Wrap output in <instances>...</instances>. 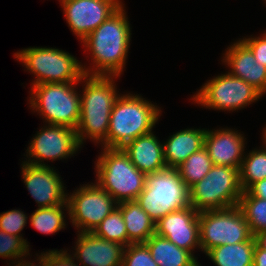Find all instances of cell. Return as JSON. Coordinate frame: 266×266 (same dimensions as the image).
<instances>
[{
    "label": "cell",
    "instance_id": "obj_3",
    "mask_svg": "<svg viewBox=\"0 0 266 266\" xmlns=\"http://www.w3.org/2000/svg\"><path fill=\"white\" fill-rule=\"evenodd\" d=\"M161 112L160 107L139 94H121L112 108L107 138L101 146L123 148L137 137L150 133Z\"/></svg>",
    "mask_w": 266,
    "mask_h": 266
},
{
    "label": "cell",
    "instance_id": "obj_36",
    "mask_svg": "<svg viewBox=\"0 0 266 266\" xmlns=\"http://www.w3.org/2000/svg\"><path fill=\"white\" fill-rule=\"evenodd\" d=\"M253 266H266V250L257 243L253 252Z\"/></svg>",
    "mask_w": 266,
    "mask_h": 266
},
{
    "label": "cell",
    "instance_id": "obj_33",
    "mask_svg": "<svg viewBox=\"0 0 266 266\" xmlns=\"http://www.w3.org/2000/svg\"><path fill=\"white\" fill-rule=\"evenodd\" d=\"M46 266H80L65 249L46 251Z\"/></svg>",
    "mask_w": 266,
    "mask_h": 266
},
{
    "label": "cell",
    "instance_id": "obj_6",
    "mask_svg": "<svg viewBox=\"0 0 266 266\" xmlns=\"http://www.w3.org/2000/svg\"><path fill=\"white\" fill-rule=\"evenodd\" d=\"M136 201L157 223L168 213L190 205L189 188L177 169L166 168L146 175V184Z\"/></svg>",
    "mask_w": 266,
    "mask_h": 266
},
{
    "label": "cell",
    "instance_id": "obj_7",
    "mask_svg": "<svg viewBox=\"0 0 266 266\" xmlns=\"http://www.w3.org/2000/svg\"><path fill=\"white\" fill-rule=\"evenodd\" d=\"M35 77L31 86L42 83L80 82L85 76L83 64L64 50L29 47L13 54Z\"/></svg>",
    "mask_w": 266,
    "mask_h": 266
},
{
    "label": "cell",
    "instance_id": "obj_8",
    "mask_svg": "<svg viewBox=\"0 0 266 266\" xmlns=\"http://www.w3.org/2000/svg\"><path fill=\"white\" fill-rule=\"evenodd\" d=\"M243 190L239 169L213 165L190 189V205L198 212L238 206Z\"/></svg>",
    "mask_w": 266,
    "mask_h": 266
},
{
    "label": "cell",
    "instance_id": "obj_19",
    "mask_svg": "<svg viewBox=\"0 0 266 266\" xmlns=\"http://www.w3.org/2000/svg\"><path fill=\"white\" fill-rule=\"evenodd\" d=\"M122 149L134 166L145 175L167 168L164 160L163 142L161 143L152 131L137 137Z\"/></svg>",
    "mask_w": 266,
    "mask_h": 266
},
{
    "label": "cell",
    "instance_id": "obj_24",
    "mask_svg": "<svg viewBox=\"0 0 266 266\" xmlns=\"http://www.w3.org/2000/svg\"><path fill=\"white\" fill-rule=\"evenodd\" d=\"M262 144V149L255 148L244 154L239 170L240 185L243 191L255 182L266 179V144L264 142Z\"/></svg>",
    "mask_w": 266,
    "mask_h": 266
},
{
    "label": "cell",
    "instance_id": "obj_29",
    "mask_svg": "<svg viewBox=\"0 0 266 266\" xmlns=\"http://www.w3.org/2000/svg\"><path fill=\"white\" fill-rule=\"evenodd\" d=\"M29 246L21 237L0 230V257L13 262L26 258V256H30Z\"/></svg>",
    "mask_w": 266,
    "mask_h": 266
},
{
    "label": "cell",
    "instance_id": "obj_12",
    "mask_svg": "<svg viewBox=\"0 0 266 266\" xmlns=\"http://www.w3.org/2000/svg\"><path fill=\"white\" fill-rule=\"evenodd\" d=\"M29 143L26 154L27 163L45 166L44 161L71 158L79 148L75 129L45 124Z\"/></svg>",
    "mask_w": 266,
    "mask_h": 266
},
{
    "label": "cell",
    "instance_id": "obj_23",
    "mask_svg": "<svg viewBox=\"0 0 266 266\" xmlns=\"http://www.w3.org/2000/svg\"><path fill=\"white\" fill-rule=\"evenodd\" d=\"M256 243L255 236H252L245 242L214 247L205 255L216 266H253Z\"/></svg>",
    "mask_w": 266,
    "mask_h": 266
},
{
    "label": "cell",
    "instance_id": "obj_26",
    "mask_svg": "<svg viewBox=\"0 0 266 266\" xmlns=\"http://www.w3.org/2000/svg\"><path fill=\"white\" fill-rule=\"evenodd\" d=\"M213 167V162L209 157L205 147L191 154L176 169L180 178L190 189L195 183L201 181Z\"/></svg>",
    "mask_w": 266,
    "mask_h": 266
},
{
    "label": "cell",
    "instance_id": "obj_9",
    "mask_svg": "<svg viewBox=\"0 0 266 266\" xmlns=\"http://www.w3.org/2000/svg\"><path fill=\"white\" fill-rule=\"evenodd\" d=\"M199 234L204 254L214 247L245 242L253 236L238 206L199 212Z\"/></svg>",
    "mask_w": 266,
    "mask_h": 266
},
{
    "label": "cell",
    "instance_id": "obj_1",
    "mask_svg": "<svg viewBox=\"0 0 266 266\" xmlns=\"http://www.w3.org/2000/svg\"><path fill=\"white\" fill-rule=\"evenodd\" d=\"M124 4L81 41L90 51L91 68L83 66L85 75L118 76L123 72L130 48L131 27Z\"/></svg>",
    "mask_w": 266,
    "mask_h": 266
},
{
    "label": "cell",
    "instance_id": "obj_20",
    "mask_svg": "<svg viewBox=\"0 0 266 266\" xmlns=\"http://www.w3.org/2000/svg\"><path fill=\"white\" fill-rule=\"evenodd\" d=\"M206 129L186 128L163 141L164 160L167 168L176 169L191 154L204 147Z\"/></svg>",
    "mask_w": 266,
    "mask_h": 266
},
{
    "label": "cell",
    "instance_id": "obj_15",
    "mask_svg": "<svg viewBox=\"0 0 266 266\" xmlns=\"http://www.w3.org/2000/svg\"><path fill=\"white\" fill-rule=\"evenodd\" d=\"M155 233L167 238L179 248L190 251L201 250L199 234V212L191 205L175 210L155 223Z\"/></svg>",
    "mask_w": 266,
    "mask_h": 266
},
{
    "label": "cell",
    "instance_id": "obj_11",
    "mask_svg": "<svg viewBox=\"0 0 266 266\" xmlns=\"http://www.w3.org/2000/svg\"><path fill=\"white\" fill-rule=\"evenodd\" d=\"M67 195L68 216L77 233L93 232L118 205L96 182L80 186Z\"/></svg>",
    "mask_w": 266,
    "mask_h": 266
},
{
    "label": "cell",
    "instance_id": "obj_16",
    "mask_svg": "<svg viewBox=\"0 0 266 266\" xmlns=\"http://www.w3.org/2000/svg\"><path fill=\"white\" fill-rule=\"evenodd\" d=\"M76 241L72 256L80 266L122 265L124 245L101 238L92 232H79Z\"/></svg>",
    "mask_w": 266,
    "mask_h": 266
},
{
    "label": "cell",
    "instance_id": "obj_18",
    "mask_svg": "<svg viewBox=\"0 0 266 266\" xmlns=\"http://www.w3.org/2000/svg\"><path fill=\"white\" fill-rule=\"evenodd\" d=\"M229 73L266 94V66L255 61L252 51L239 39L227 48L223 59Z\"/></svg>",
    "mask_w": 266,
    "mask_h": 266
},
{
    "label": "cell",
    "instance_id": "obj_17",
    "mask_svg": "<svg viewBox=\"0 0 266 266\" xmlns=\"http://www.w3.org/2000/svg\"><path fill=\"white\" fill-rule=\"evenodd\" d=\"M245 136L231 129L219 128L207 130L204 137V147L207 149L213 165H222L240 170L245 150Z\"/></svg>",
    "mask_w": 266,
    "mask_h": 266
},
{
    "label": "cell",
    "instance_id": "obj_34",
    "mask_svg": "<svg viewBox=\"0 0 266 266\" xmlns=\"http://www.w3.org/2000/svg\"><path fill=\"white\" fill-rule=\"evenodd\" d=\"M246 191L253 197L266 199V179L255 182L250 185Z\"/></svg>",
    "mask_w": 266,
    "mask_h": 266
},
{
    "label": "cell",
    "instance_id": "obj_25",
    "mask_svg": "<svg viewBox=\"0 0 266 266\" xmlns=\"http://www.w3.org/2000/svg\"><path fill=\"white\" fill-rule=\"evenodd\" d=\"M69 213L68 203H64L58 206L37 208L35 212L29 216L30 225L42 234H53L66 228V222L64 219V211Z\"/></svg>",
    "mask_w": 266,
    "mask_h": 266
},
{
    "label": "cell",
    "instance_id": "obj_31",
    "mask_svg": "<svg viewBox=\"0 0 266 266\" xmlns=\"http://www.w3.org/2000/svg\"><path fill=\"white\" fill-rule=\"evenodd\" d=\"M27 218V215L19 209L3 212L0 214V230L13 236L21 237L28 244V241L21 234L27 224Z\"/></svg>",
    "mask_w": 266,
    "mask_h": 266
},
{
    "label": "cell",
    "instance_id": "obj_35",
    "mask_svg": "<svg viewBox=\"0 0 266 266\" xmlns=\"http://www.w3.org/2000/svg\"><path fill=\"white\" fill-rule=\"evenodd\" d=\"M37 256V258H35V259H37V261H38V264L36 265V263L34 264V261L33 262H31V261H29V260H24L23 258H21V259H18V260H16V261H14V262H10L11 264H12V266H46V252H41L40 253V255H36ZM13 263L15 264V265H13Z\"/></svg>",
    "mask_w": 266,
    "mask_h": 266
},
{
    "label": "cell",
    "instance_id": "obj_14",
    "mask_svg": "<svg viewBox=\"0 0 266 266\" xmlns=\"http://www.w3.org/2000/svg\"><path fill=\"white\" fill-rule=\"evenodd\" d=\"M22 178L38 208L58 206L67 202V193L61 176L48 164L33 165L22 161ZM61 178V179H60Z\"/></svg>",
    "mask_w": 266,
    "mask_h": 266
},
{
    "label": "cell",
    "instance_id": "obj_21",
    "mask_svg": "<svg viewBox=\"0 0 266 266\" xmlns=\"http://www.w3.org/2000/svg\"><path fill=\"white\" fill-rule=\"evenodd\" d=\"M127 230V246L132 243H145L155 233V222L140 207L136 200L119 203Z\"/></svg>",
    "mask_w": 266,
    "mask_h": 266
},
{
    "label": "cell",
    "instance_id": "obj_2",
    "mask_svg": "<svg viewBox=\"0 0 266 266\" xmlns=\"http://www.w3.org/2000/svg\"><path fill=\"white\" fill-rule=\"evenodd\" d=\"M115 78L118 76L85 75L80 81V84H85L83 93H80L81 115L75 130L81 146L87 138L97 144L107 138L110 114L120 96Z\"/></svg>",
    "mask_w": 266,
    "mask_h": 266
},
{
    "label": "cell",
    "instance_id": "obj_30",
    "mask_svg": "<svg viewBox=\"0 0 266 266\" xmlns=\"http://www.w3.org/2000/svg\"><path fill=\"white\" fill-rule=\"evenodd\" d=\"M121 266H158L145 243H132L125 247Z\"/></svg>",
    "mask_w": 266,
    "mask_h": 266
},
{
    "label": "cell",
    "instance_id": "obj_32",
    "mask_svg": "<svg viewBox=\"0 0 266 266\" xmlns=\"http://www.w3.org/2000/svg\"><path fill=\"white\" fill-rule=\"evenodd\" d=\"M240 40L252 51L255 61L266 66V32L258 37H246Z\"/></svg>",
    "mask_w": 266,
    "mask_h": 266
},
{
    "label": "cell",
    "instance_id": "obj_13",
    "mask_svg": "<svg viewBox=\"0 0 266 266\" xmlns=\"http://www.w3.org/2000/svg\"><path fill=\"white\" fill-rule=\"evenodd\" d=\"M73 34L84 40L122 5L120 0H59Z\"/></svg>",
    "mask_w": 266,
    "mask_h": 266
},
{
    "label": "cell",
    "instance_id": "obj_37",
    "mask_svg": "<svg viewBox=\"0 0 266 266\" xmlns=\"http://www.w3.org/2000/svg\"><path fill=\"white\" fill-rule=\"evenodd\" d=\"M257 244L266 250V231H261L255 235Z\"/></svg>",
    "mask_w": 266,
    "mask_h": 266
},
{
    "label": "cell",
    "instance_id": "obj_10",
    "mask_svg": "<svg viewBox=\"0 0 266 266\" xmlns=\"http://www.w3.org/2000/svg\"><path fill=\"white\" fill-rule=\"evenodd\" d=\"M196 92L191 100L202 108L204 106L215 111L242 110L263 96L254 86L241 78L232 76L229 72L208 80Z\"/></svg>",
    "mask_w": 266,
    "mask_h": 266
},
{
    "label": "cell",
    "instance_id": "obj_22",
    "mask_svg": "<svg viewBox=\"0 0 266 266\" xmlns=\"http://www.w3.org/2000/svg\"><path fill=\"white\" fill-rule=\"evenodd\" d=\"M145 244L158 266H201L190 251L179 248L167 238L154 233Z\"/></svg>",
    "mask_w": 266,
    "mask_h": 266
},
{
    "label": "cell",
    "instance_id": "obj_38",
    "mask_svg": "<svg viewBox=\"0 0 266 266\" xmlns=\"http://www.w3.org/2000/svg\"><path fill=\"white\" fill-rule=\"evenodd\" d=\"M262 140H264L263 142L266 144V127L264 128L263 132H262Z\"/></svg>",
    "mask_w": 266,
    "mask_h": 266
},
{
    "label": "cell",
    "instance_id": "obj_28",
    "mask_svg": "<svg viewBox=\"0 0 266 266\" xmlns=\"http://www.w3.org/2000/svg\"><path fill=\"white\" fill-rule=\"evenodd\" d=\"M106 240L127 246V230L121 210L116 207L92 232Z\"/></svg>",
    "mask_w": 266,
    "mask_h": 266
},
{
    "label": "cell",
    "instance_id": "obj_27",
    "mask_svg": "<svg viewBox=\"0 0 266 266\" xmlns=\"http://www.w3.org/2000/svg\"><path fill=\"white\" fill-rule=\"evenodd\" d=\"M238 207L242 210L253 236L266 231V199L253 197L245 190Z\"/></svg>",
    "mask_w": 266,
    "mask_h": 266
},
{
    "label": "cell",
    "instance_id": "obj_4",
    "mask_svg": "<svg viewBox=\"0 0 266 266\" xmlns=\"http://www.w3.org/2000/svg\"><path fill=\"white\" fill-rule=\"evenodd\" d=\"M96 159L95 182L119 204L134 201L143 191L146 175L139 171L122 148H103Z\"/></svg>",
    "mask_w": 266,
    "mask_h": 266
},
{
    "label": "cell",
    "instance_id": "obj_5",
    "mask_svg": "<svg viewBox=\"0 0 266 266\" xmlns=\"http://www.w3.org/2000/svg\"><path fill=\"white\" fill-rule=\"evenodd\" d=\"M80 82L42 83L31 86L29 106L43 117L47 125L76 129L81 115Z\"/></svg>",
    "mask_w": 266,
    "mask_h": 266
}]
</instances>
